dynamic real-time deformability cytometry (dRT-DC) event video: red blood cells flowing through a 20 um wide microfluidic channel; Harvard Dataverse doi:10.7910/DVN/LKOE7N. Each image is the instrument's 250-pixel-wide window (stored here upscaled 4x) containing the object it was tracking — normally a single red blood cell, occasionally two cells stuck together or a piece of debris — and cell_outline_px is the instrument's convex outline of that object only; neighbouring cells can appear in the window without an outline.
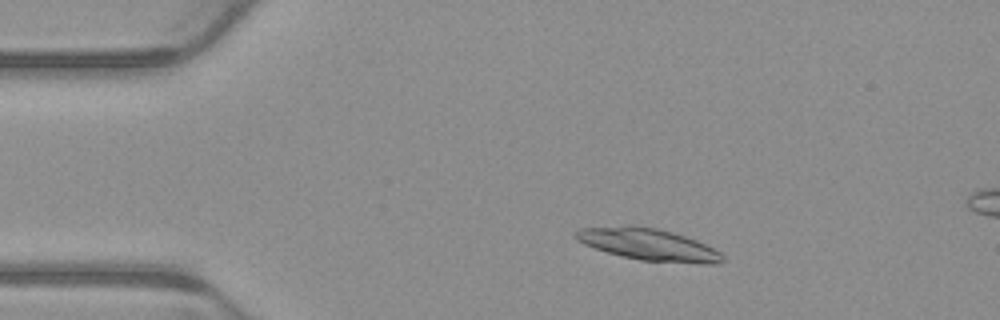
{"species": "common noctule bat (a hibernating species)", "species_latin": "Nyctalus noctula", "temperature_condition": "warm", "stored_images_in_passage": 5, "camera_frame_rate_fps": 3000, "um_per_image_px": 0.085, "animal": {"sex": "male", "body_mass_g": 23.1, "forearm_length_mm": 52.7}, "frame": {"image": 1, "passage_image": 3, "time_ms": 0.667, "image_size_px": [1000, 320], "cell_outline_px": [[724, 260], [720, 264], [704, 264], [640, 260], [608, 252], [584, 244], [576, 240], [572, 236], [572, 232], [580, 228], [628, 224], [636, 224], [656, 228], [672, 232], [696, 240], [720, 252], [724, 256]], "centroid_in_image_um": [55.07, 20.76], "position_along_channel_um": 29.9, "area_um2": 27.51}}